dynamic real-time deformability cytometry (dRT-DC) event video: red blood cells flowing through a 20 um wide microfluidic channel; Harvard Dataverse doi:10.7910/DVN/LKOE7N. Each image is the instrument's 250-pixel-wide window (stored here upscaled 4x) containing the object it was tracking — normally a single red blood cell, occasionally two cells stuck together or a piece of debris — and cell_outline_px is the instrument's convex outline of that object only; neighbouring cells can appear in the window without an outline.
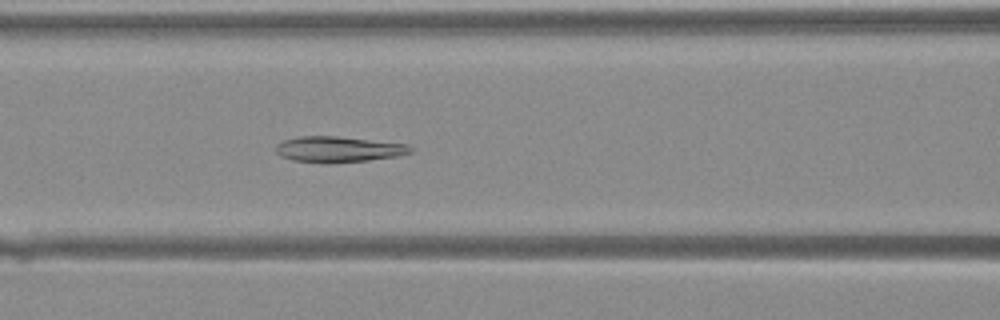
{"species": "Egyptian fruit bat (a non-hibernating species)", "species_latin": "Rousettus aegyptiacus", "temperature_condition": "warm", "stored_images_in_passage": 29, "camera_frame_rate_fps": 3000, "um_per_image_px": 0.085, "animal": {"sex": "female"}, "frame": {"image": 1, "passage_image": 6, "time_ms": 1.667, "image_size_px": [1000, 320], "cell_outline_px": [[412, 152], [396, 156], [368, 160], [328, 164], [292, 160], [280, 156], [276, 152], [276, 144], [284, 140], [300, 136], [336, 136], [408, 144], [412, 148]], "centroid_in_image_um": [28.73, 12.7], "position_along_channel_um": 137.9, "area_um2": 20.29}}
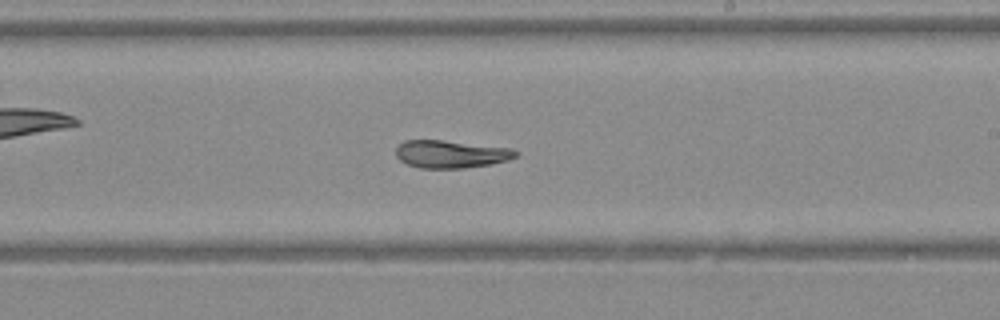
{"frame": {"image": 2, "passage_image": 13, "time_ms": 4.0, "image_size_px": [1000, 320], "cell_outline_px": [[520, 152], [516, 156], [508, 160], [492, 164], [464, 168], [420, 168], [408, 164], [400, 160], [396, 156], [396, 148], [404, 140], [440, 140], [512, 148]], "centroid_in_image_um": [38.34, 13.1], "position_along_channel_um": 250.7, "area_um2": 19.31}}
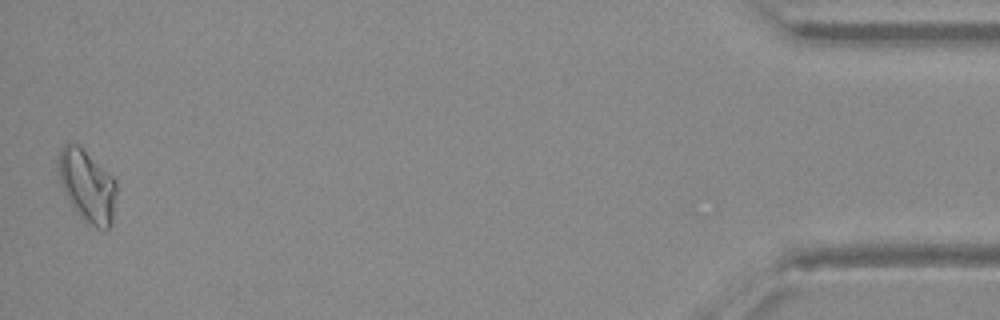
{"frame": {"image": 3, "passage_image": 29, "time_ms": 9.333, "image_size_px": [1000, 320], "cell_outline_px": [[116, 192], [112, 224], [108, 228], [96, 228], [84, 220], [76, 212], [60, 180], [56, 156], [60, 148], [64, 144], [76, 144], [112, 176], [116, 180]], "centroid_in_image_um": [7.41, 15.8], "position_along_channel_um": 427.8, "area_um2": 23.87}}